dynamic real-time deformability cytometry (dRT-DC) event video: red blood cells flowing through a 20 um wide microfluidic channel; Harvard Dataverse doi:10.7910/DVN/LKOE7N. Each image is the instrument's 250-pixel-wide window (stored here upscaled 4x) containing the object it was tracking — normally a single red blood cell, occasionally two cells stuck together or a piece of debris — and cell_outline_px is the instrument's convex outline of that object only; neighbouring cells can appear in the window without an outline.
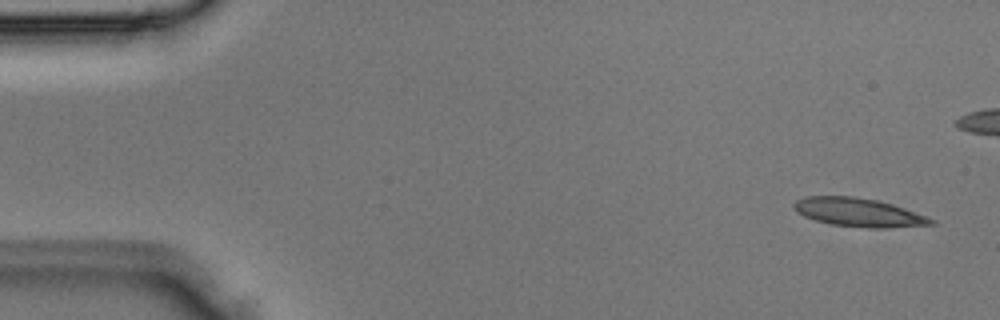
{"species": "Egyptian fruit bat (a non-hibernating species)", "species_latin": "Rousettus aegyptiacus", "temperature_condition": "room temperature", "stored_images_in_passage": 4, "camera_frame_rate_fps": 3000, "um_per_image_px": 0.085, "animal": {"sex": "male"}, "frame": {"image": 1, "passage_image": 1, "time_ms": 0.0, "image_size_px": [1000, 320], "cell_outline_px": [[936, 224], [884, 228], [868, 228], [832, 224], [816, 220], [804, 216], [796, 212], [792, 208], [792, 204], [796, 200], [804, 196], [856, 196], [876, 200], [892, 204], [928, 216], [936, 220]], "centroid_in_image_um": [72.97, 18.04], "position_along_channel_um": 12.0, "area_um2": 22.95}}